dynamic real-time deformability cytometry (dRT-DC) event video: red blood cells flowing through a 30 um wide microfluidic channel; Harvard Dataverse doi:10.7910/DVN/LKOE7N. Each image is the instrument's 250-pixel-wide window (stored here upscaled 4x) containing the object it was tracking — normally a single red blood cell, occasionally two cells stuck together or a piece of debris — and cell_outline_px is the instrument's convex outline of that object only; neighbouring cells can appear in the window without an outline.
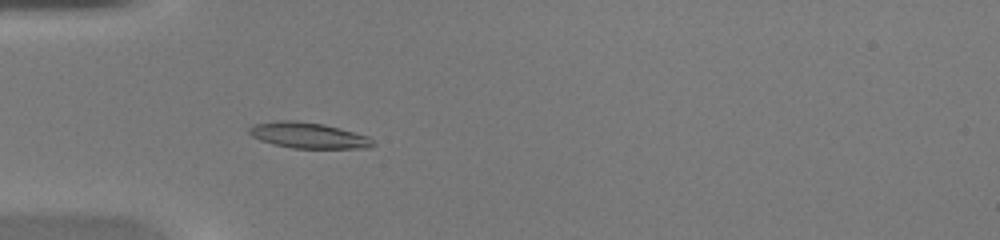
{"species": "common noctule bat (a hibernating species)", "species_latin": "Nyctalus noctula", "temperature_condition": "warm", "stored_images_in_passage": 48, "camera_frame_rate_fps": 3000, "um_per_image_px": 0.085, "animal": {"sex": "female", "body_mass_g": 20.0, "forearm_length_mm": 54.0}, "frame": {"image": 1, "passage_image": 14, "time_ms": 4.333, "image_size_px": [1000, 240], "cell_outline_px": [[376, 144], [372, 148], [292, 148], [260, 140], [252, 136], [248, 132], [248, 128], [256, 124], [276, 120], [296, 120], [324, 124], [340, 128], [368, 136]], "centroid_in_image_um": [26.23, 11.5], "position_along_channel_um": 58.8, "area_um2": 18.61}}
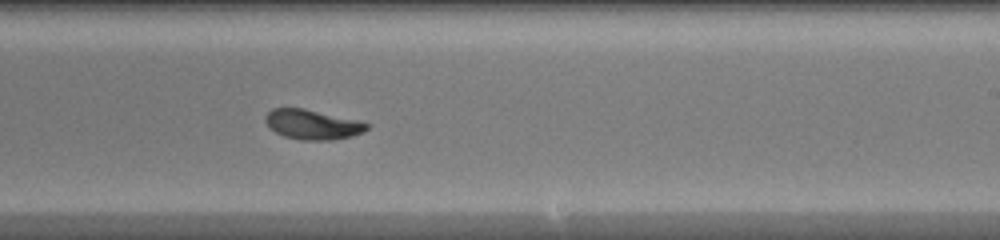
{"frame": {"image": 2, "passage_image": 29, "time_ms": 9.333, "image_size_px": [1000, 240], "cell_outline_px": [[368, 128], [364, 132], [352, 136], [332, 140], [300, 140], [284, 136], [276, 132], [264, 120], [264, 116], [272, 108], [304, 108], [360, 120], [368, 124]], "centroid_in_image_um": [26.58, 10.57], "position_along_channel_um": 262.4, "area_um2": 17.69}}
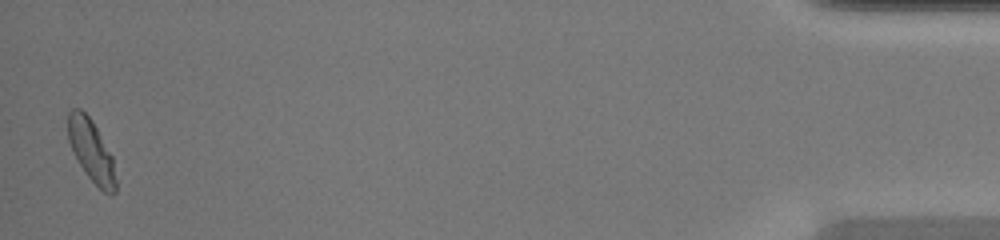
{"frame": {"image": 3, "passage_image": 47, "time_ms": 15.333, "image_size_px": [1000, 240], "cell_outline_px": [[116, 192], [112, 196], [104, 192], [88, 176], [80, 164], [68, 140], [68, 112], [72, 108], [80, 108], [92, 120], [112, 156], [116, 180]], "centroid_in_image_um": [7.77, 12.81], "position_along_channel_um": 427.4, "area_um2": 16.99}, "authors_computed_cell_mechanics": {"area_um2": 17.6868, "velocity_mm_per_s": 4.2101, "shape_relaxation_time_tau1_ms": 3.3881, "shape_relaxation_time_tau2_ms": 1.3366, "deformation_change_tau1": 0.1565, "deformation_change_tau2": 0.0575}}